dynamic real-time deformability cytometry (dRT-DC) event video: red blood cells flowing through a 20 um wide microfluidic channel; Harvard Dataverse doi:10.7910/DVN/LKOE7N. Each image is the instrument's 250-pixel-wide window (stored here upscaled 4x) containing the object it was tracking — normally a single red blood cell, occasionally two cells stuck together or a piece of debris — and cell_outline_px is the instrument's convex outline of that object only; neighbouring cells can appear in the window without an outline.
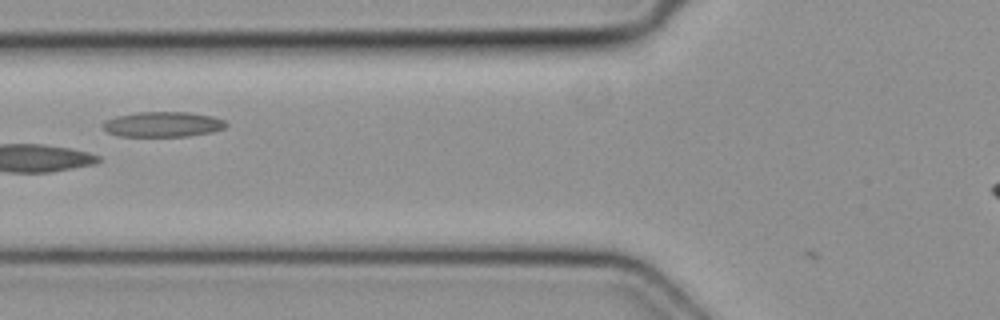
{"species": "common noctule bat (a hibernating species)", "species_latin": "Nyctalus noctula", "temperature_condition": "cold", "stored_images_in_passage": 3, "camera_frame_rate_fps": 3000, "um_per_image_px": 0.085, "animal": {"sex": "female", "body_mass_g": 19.3, "forearm_length_mm": 54.1}, "frame": {"image": 1, "passage_image": 3, "time_ms": 0.667, "image_size_px": [1000, 320], "cell_outline_px": [[228, 124], [224, 128], [212, 132], [188, 136], [120, 136], [108, 132], [104, 128], [104, 120], [116, 116], [140, 112], [188, 112], [212, 116], [224, 120]], "centroid_in_image_um": [13.86, 10.56], "position_along_channel_um": 111.9, "area_um2": 17.98}}